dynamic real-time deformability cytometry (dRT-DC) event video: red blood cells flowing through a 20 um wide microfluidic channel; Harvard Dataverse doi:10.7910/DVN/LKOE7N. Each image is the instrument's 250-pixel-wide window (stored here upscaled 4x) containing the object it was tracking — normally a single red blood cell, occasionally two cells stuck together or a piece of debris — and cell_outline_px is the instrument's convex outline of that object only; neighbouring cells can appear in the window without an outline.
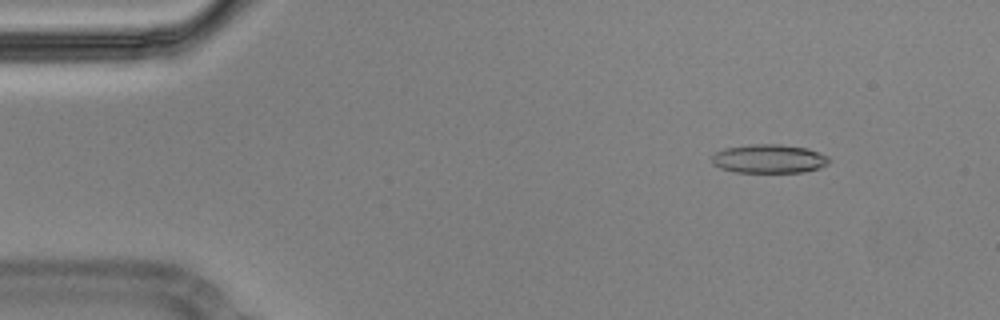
{"species": "Egyptian fruit bat (a non-hibernating species)", "species_latin": "Rousettus aegyptiacus", "temperature_condition": "cold", "stored_images_in_passage": 10, "camera_frame_rate_fps": 3000, "um_per_image_px": 0.085, "animal": {"sex": "male"}, "frame": {"image": 1, "passage_image": 1, "time_ms": 0.0, "image_size_px": [1000, 320], "cell_outline_px": [[832, 160], [828, 164], [820, 168], [804, 172], [736, 172], [720, 168], [712, 164], [712, 156], [716, 152], [724, 148], [752, 144], [780, 144], [808, 148], [820, 152], [828, 156]], "centroid_in_image_um": [65.4, 13.49], "position_along_channel_um": 19.6, "area_um2": 19.88}}